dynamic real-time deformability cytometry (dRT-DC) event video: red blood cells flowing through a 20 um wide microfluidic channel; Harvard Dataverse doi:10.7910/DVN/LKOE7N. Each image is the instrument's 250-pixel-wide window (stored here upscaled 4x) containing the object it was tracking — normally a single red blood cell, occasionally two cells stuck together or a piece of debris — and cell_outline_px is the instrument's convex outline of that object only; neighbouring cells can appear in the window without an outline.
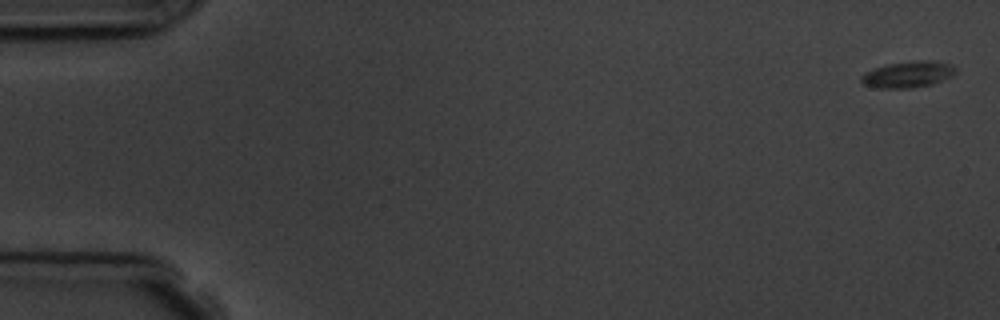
{"species": "common noctule bat (a hibernating species)", "species_latin": "Nyctalus noctula", "temperature_condition": "room temperature", "stored_images_in_passage": 6, "camera_frame_rate_fps": 3000, "um_per_image_px": 0.085, "animal": {"sex": "male", "body_mass_g": 19.5, "forearm_length_mm": 54.6}, "frame": {"image": 1, "passage_image": 1, "time_ms": 0.0, "image_size_px": [1000, 320], "cell_outline_px": [[956, 72], [932, 84], [912, 88], [880, 88], [864, 84], [860, 80], [860, 76], [864, 72], [872, 68], [888, 64], [916, 60], [932, 60], [948, 64], [956, 68]], "centroid_in_image_um": [77.11, 6.32], "position_along_channel_um": 7.9, "area_um2": 14.33}}
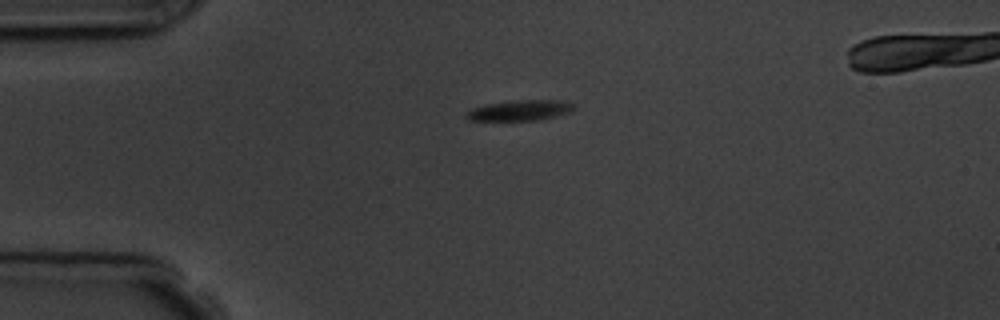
{"frame": {"image": 2, "passage_image": 4, "time_ms": 4.333, "image_size_px": [1000, 320], "cell_outline_px": [[576, 108], [572, 112], [540, 120], [468, 120], [464, 116], [464, 112], [472, 108], [484, 104], [516, 100], [564, 100], [576, 104]], "centroid_in_image_um": [44.23, 9.37], "position_along_channel_um": 40.8, "area_um2": 13.18}}